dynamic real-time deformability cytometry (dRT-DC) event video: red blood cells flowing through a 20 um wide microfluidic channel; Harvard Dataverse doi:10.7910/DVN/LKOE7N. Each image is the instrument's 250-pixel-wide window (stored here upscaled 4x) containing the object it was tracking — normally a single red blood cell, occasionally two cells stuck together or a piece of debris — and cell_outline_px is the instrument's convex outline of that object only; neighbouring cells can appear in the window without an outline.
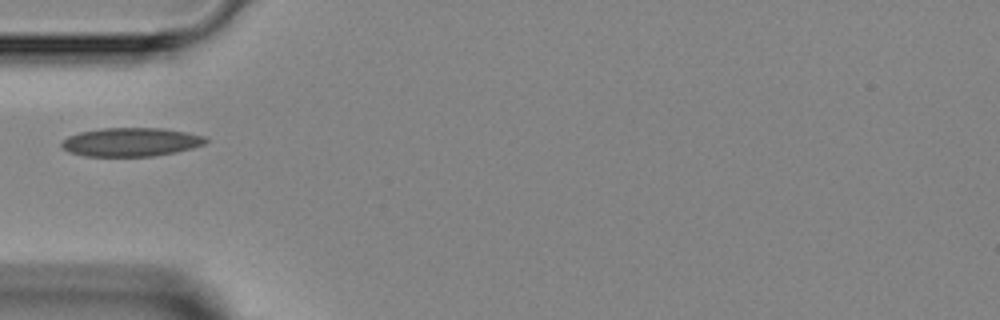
{"species": "Egyptian fruit bat (a non-hibernating species)", "species_latin": "Rousettus aegyptiacus", "temperature_condition": "room temperature", "stored_images_in_passage": 3, "camera_frame_rate_fps": 3000, "um_per_image_px": 0.085, "animal": {"sex": "female"}, "frame": {"image": 1, "passage_image": 3, "time_ms": 3.333, "image_size_px": [1000, 320], "cell_outline_px": [[208, 140], [204, 144], [192, 148], [176, 152], [152, 156], [84, 156], [68, 152], [60, 144], [60, 140], [68, 136], [80, 132], [100, 128], [164, 128], [204, 136]], "centroid_in_image_um": [11.09, 12.07], "position_along_channel_um": 73.9, "area_um2": 24.1}}